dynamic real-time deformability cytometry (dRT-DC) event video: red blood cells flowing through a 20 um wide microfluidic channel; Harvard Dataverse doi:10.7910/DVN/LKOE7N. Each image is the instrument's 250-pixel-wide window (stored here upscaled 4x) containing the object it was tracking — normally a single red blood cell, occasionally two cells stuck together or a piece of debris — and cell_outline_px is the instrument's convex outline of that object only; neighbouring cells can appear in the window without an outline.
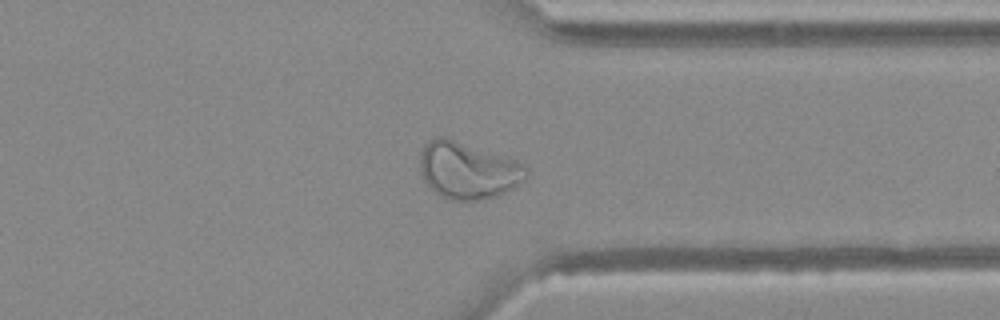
{"species": "Egyptian fruit bat (a non-hibernating species)", "species_latin": "Rousettus aegyptiacus", "temperature_condition": "warm", "stored_images_in_passage": 39, "camera_frame_rate_fps": 3000, "um_per_image_px": 0.085, "animal": {"sex": "female"}, "frame": {"image": 1, "passage_image": 28, "time_ms": 9.0, "image_size_px": [1000, 320], "cell_outline_px": [[528, 176], [524, 180], [512, 188], [496, 196], [480, 200], [452, 200], [440, 196], [424, 180], [420, 168], [420, 152], [424, 144], [428, 140], [436, 136], [444, 136], [516, 160], [524, 164], [528, 168]], "centroid_in_image_um": [39.76, 14.47], "position_along_channel_um": 371.6, "area_um2": 35.2}}
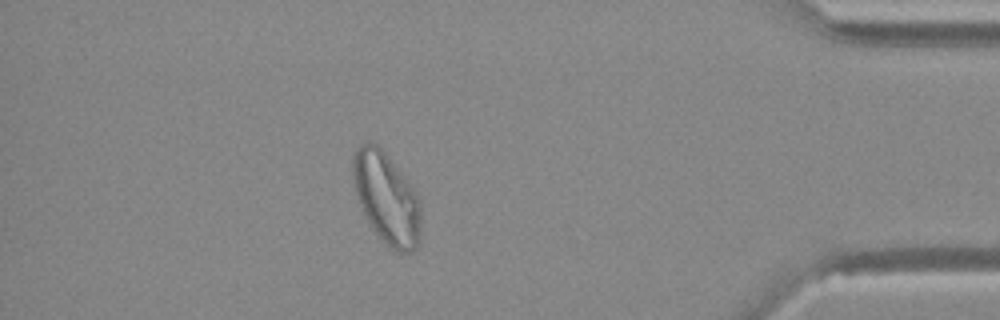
{"frame": {"image": 2, "passage_image": 33, "time_ms": 10.667, "image_size_px": [1000, 320], "cell_outline_px": [[420, 244], [412, 252], [396, 252], [388, 248], [372, 228], [364, 212], [356, 192], [352, 172], [352, 160], [356, 148], [360, 144], [368, 140], [376, 144], [384, 152], [416, 192], [420, 204]], "centroid_in_image_um": [32.86, 16.88], "position_along_channel_um": 402.3, "area_um2": 35.95}}